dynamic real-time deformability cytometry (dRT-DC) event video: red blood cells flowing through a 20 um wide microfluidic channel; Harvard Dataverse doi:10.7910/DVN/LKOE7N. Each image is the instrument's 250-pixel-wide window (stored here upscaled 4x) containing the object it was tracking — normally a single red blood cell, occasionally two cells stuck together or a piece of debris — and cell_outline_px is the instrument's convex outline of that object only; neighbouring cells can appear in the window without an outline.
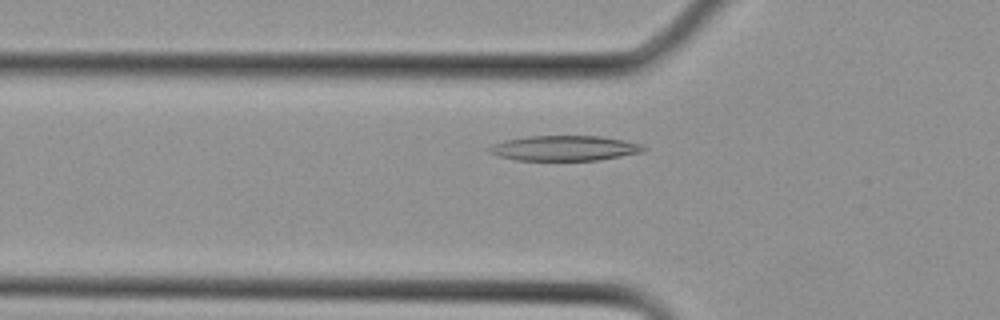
{"species": "Egyptian fruit bat (a non-hibernating species)", "species_latin": "Rousettus aegyptiacus", "temperature_condition": "cold", "stored_images_in_passage": 3, "camera_frame_rate_fps": 3000, "um_per_image_px": 0.085, "animal": {"sex": "female"}, "frame": {"image": 1, "passage_image": 2, "time_ms": 0.333, "image_size_px": [1000, 320], "cell_outline_px": [[648, 148], [640, 152], [600, 160], [516, 160], [500, 156], [488, 152], [488, 148], [492, 144], [504, 140], [528, 136], [600, 136], [624, 140], [644, 144]], "centroid_in_image_um": [47.99, 12.59], "position_along_channel_um": 77.8, "area_um2": 22.6}}